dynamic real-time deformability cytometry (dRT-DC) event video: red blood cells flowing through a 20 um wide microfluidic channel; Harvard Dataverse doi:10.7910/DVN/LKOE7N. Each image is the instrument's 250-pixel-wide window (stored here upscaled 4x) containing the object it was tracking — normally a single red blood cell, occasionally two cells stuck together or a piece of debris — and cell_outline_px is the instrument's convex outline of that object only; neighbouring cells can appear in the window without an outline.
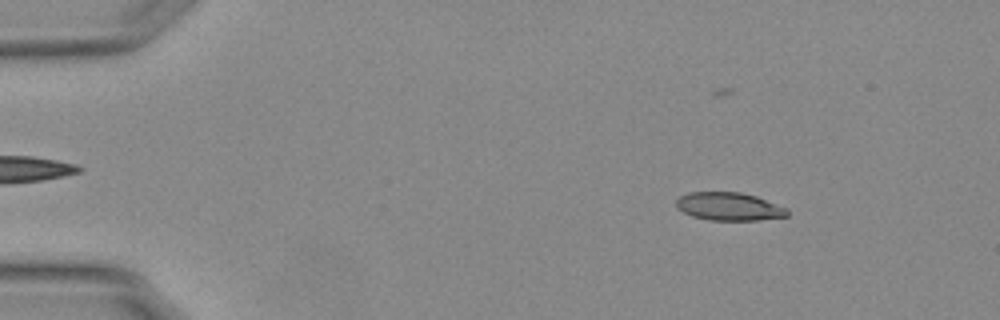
{"species": "Egyptian fruit bat (a non-hibernating species)", "species_latin": "Rousettus aegyptiacus", "temperature_condition": "warm", "stored_images_in_passage": 54, "camera_frame_rate_fps": 3000, "um_per_image_px": 0.085, "animal": {"sex": "female"}, "frame": {"image": 1, "passage_image": 7, "time_ms": 2.0, "image_size_px": [1000, 320], "cell_outline_px": [[788, 216], [756, 220], [712, 220], [692, 216], [684, 212], [676, 204], [676, 200], [680, 196], [688, 192], [740, 192], [756, 196], [788, 208]], "centroid_in_image_um": [61.99, 17.54], "position_along_channel_um": 23.0, "area_um2": 18.03}}
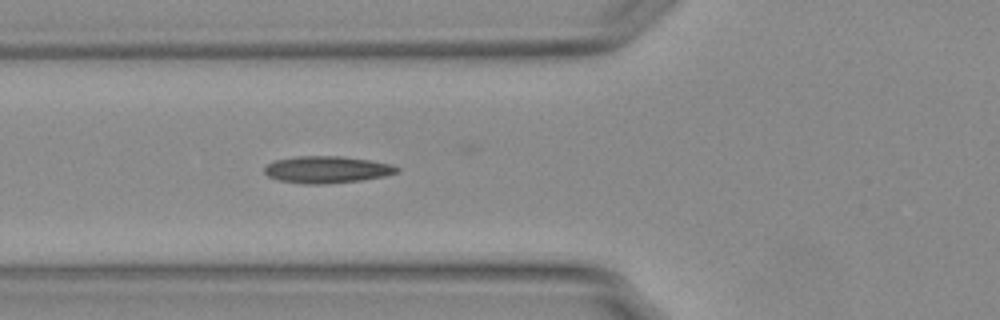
{"frame": {"image": 2, "passage_image": 20, "time_ms": 6.333, "image_size_px": [1000, 320], "cell_outline_px": [[400, 168], [396, 172], [384, 176], [360, 180], [324, 184], [304, 184], [280, 180], [268, 176], [264, 172], [264, 168], [272, 160], [296, 156], [340, 156], [368, 160], [388, 164]], "centroid_in_image_um": [27.72, 14.41], "position_along_channel_um": 98.1, "area_um2": 20.58}}
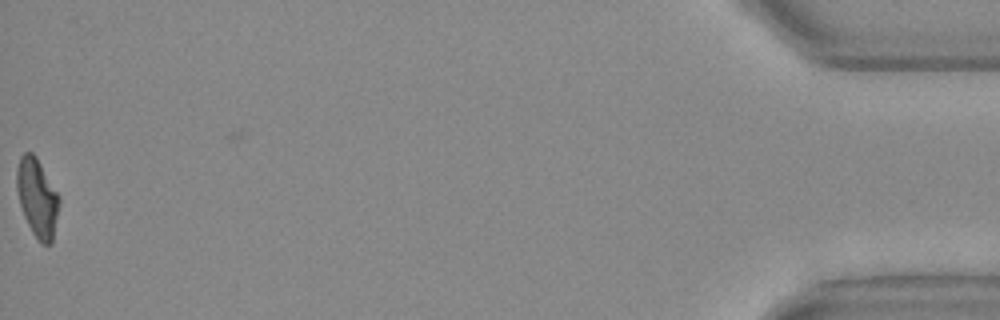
{"frame": {"image": 3, "passage_image": 54, "time_ms": 17.667, "image_size_px": [1000, 320], "cell_outline_px": [[60, 204], [52, 244], [40, 244], [32, 232], [24, 216], [20, 204], [16, 188], [16, 168], [20, 156], [24, 152], [32, 152], [36, 156], [60, 196]], "centroid_in_image_um": [3.17, 16.81], "position_along_channel_um": 432.0, "area_um2": 19.65}, "authors_computed_cell_mechanics": {"area_um2": 19.3341, "velocity_mm_per_s": 3.7925, "shape_relaxation_time_tau1_ms": null, "shape_relaxation_time_tau2_ms": 1.9629, "deformation_change_tau1": null, "deformation_change_tau2": 0.0897}}